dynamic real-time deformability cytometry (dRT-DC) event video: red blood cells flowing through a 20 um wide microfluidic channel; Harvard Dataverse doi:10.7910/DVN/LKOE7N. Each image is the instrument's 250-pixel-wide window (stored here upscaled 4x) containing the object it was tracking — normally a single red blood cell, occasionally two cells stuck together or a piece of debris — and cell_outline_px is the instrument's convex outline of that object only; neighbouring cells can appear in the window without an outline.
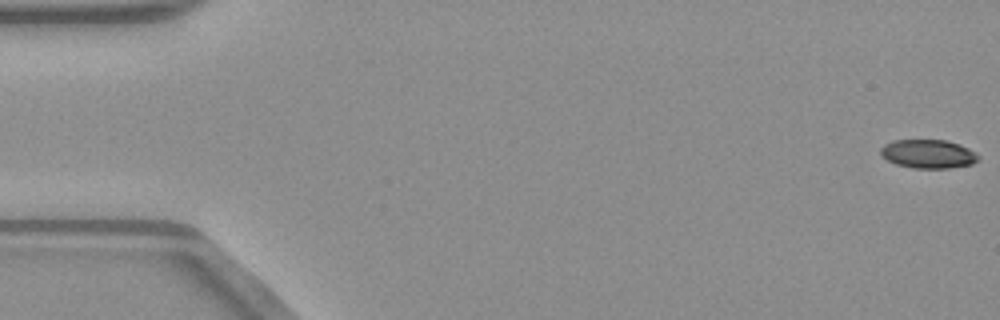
{"species": "common noctule bat (a hibernating species)", "species_latin": "Nyctalus noctula", "temperature_condition": "warm", "stored_images_in_passage": 14, "camera_frame_rate_fps": 3000, "um_per_image_px": 0.085, "animal": {"sex": "male", "body_mass_g": 23.1, "forearm_length_mm": 52.7}, "frame": {"image": 1, "passage_image": 1, "time_ms": 0.0, "image_size_px": [1000, 320], "cell_outline_px": [[980, 156], [972, 164], [948, 168], [912, 168], [896, 164], [880, 156], [880, 148], [884, 144], [892, 140], [944, 140], [960, 144], [976, 152]], "centroid_in_image_um": [78.87, 13.08], "position_along_channel_um": 6.1, "area_um2": 16.42}}